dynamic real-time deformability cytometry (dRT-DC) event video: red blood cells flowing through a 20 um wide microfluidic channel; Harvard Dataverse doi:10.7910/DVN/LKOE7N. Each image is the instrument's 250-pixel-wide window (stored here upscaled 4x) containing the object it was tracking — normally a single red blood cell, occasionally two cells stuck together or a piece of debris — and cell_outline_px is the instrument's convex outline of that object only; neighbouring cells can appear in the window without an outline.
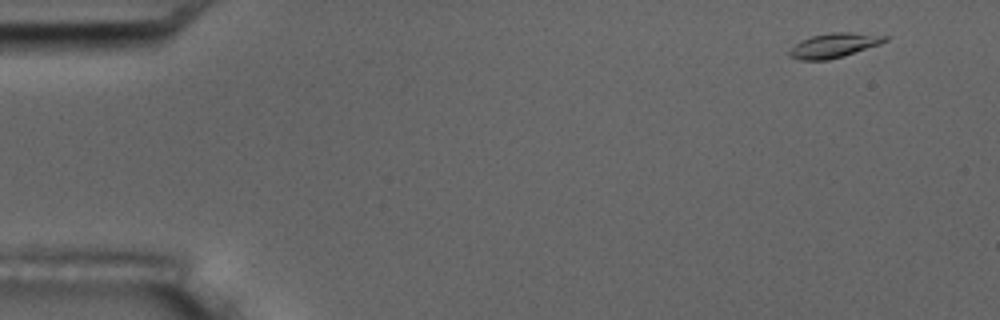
{"species": "common noctule bat (a hibernating species)", "species_latin": "Nyctalus noctula", "temperature_condition": "room temperature", "stored_images_in_passage": 4, "camera_frame_rate_fps": 3000, "um_per_image_px": 0.085, "animal": {"sex": "male", "body_mass_g": 17.5, "forearm_length_mm": 52.3}, "frame": {"image": 1, "passage_image": 1, "time_ms": 0.0, "image_size_px": [1000, 320], "cell_outline_px": [[888, 40], [880, 44], [844, 56], [828, 60], [800, 60], [788, 56], [788, 52], [800, 40], [812, 36], [832, 32], [848, 32], [888, 36]], "centroid_in_image_um": [70.88, 3.86], "position_along_channel_um": 14.1, "area_um2": 13.58}}
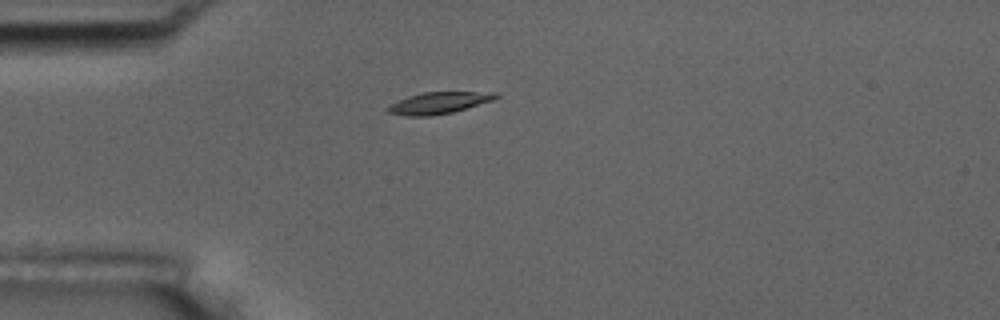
{"frame": {"image": 2, "passage_image": 4, "time_ms": 3.667, "image_size_px": [1000, 320], "cell_outline_px": [[500, 96], [492, 100], [452, 112], [432, 116], [408, 116], [388, 112], [384, 108], [408, 96], [424, 92], [496, 92]], "centroid_in_image_um": [37.29, 8.74], "position_along_channel_um": 47.7, "area_um2": 13.41}}